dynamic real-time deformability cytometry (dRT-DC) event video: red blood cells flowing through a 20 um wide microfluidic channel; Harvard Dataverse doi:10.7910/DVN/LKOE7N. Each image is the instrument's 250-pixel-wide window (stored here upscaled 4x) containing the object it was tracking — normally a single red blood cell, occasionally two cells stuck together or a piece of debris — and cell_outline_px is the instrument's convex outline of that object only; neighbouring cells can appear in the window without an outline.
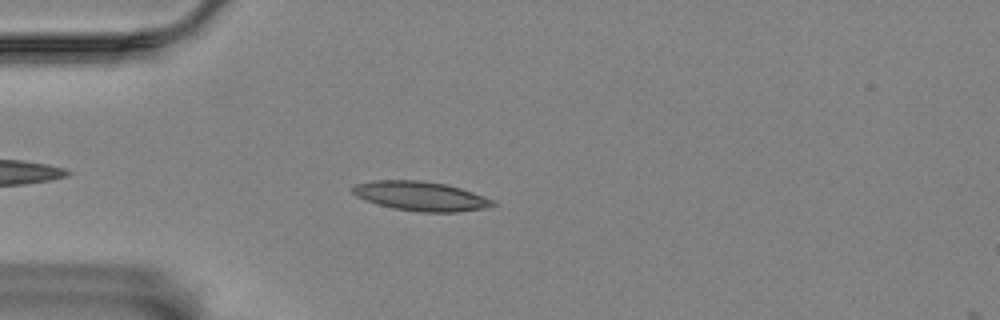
{"species": "Egyptian fruit bat (a non-hibernating species)", "species_latin": "Rousettus aegyptiacus", "temperature_condition": "room temperature", "stored_images_in_passage": 48, "camera_frame_rate_fps": 3000, "um_per_image_px": 0.085, "animal": {"sex": "female"}, "frame": {"image": 1, "passage_image": 6, "time_ms": 1.667, "image_size_px": [1000, 320], "cell_outline_px": [[496, 204], [488, 208], [456, 212], [420, 212], [392, 208], [376, 204], [356, 196], [352, 192], [352, 188], [356, 184], [376, 180], [420, 180], [444, 184], [460, 188], [484, 196], [492, 200]], "centroid_in_image_um": [35.75, 16.68], "position_along_channel_um": 49.2, "area_um2": 23.87}}
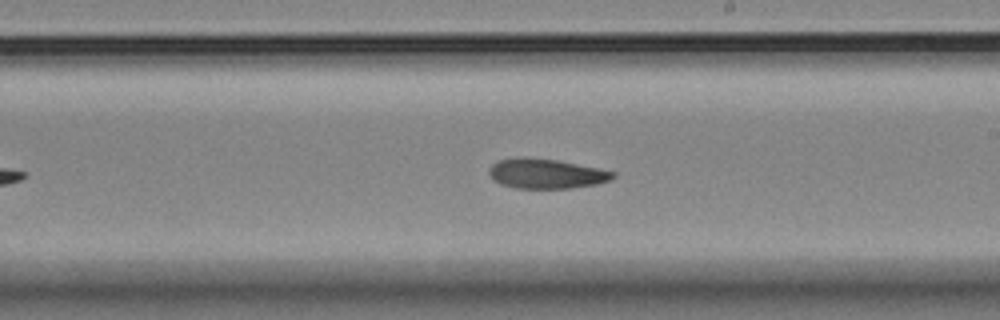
{"frame": {"image": 2, "passage_image": 24, "time_ms": 7.667, "image_size_px": [1000, 320], "cell_outline_px": [[616, 176], [612, 180], [596, 184], [572, 188], [516, 188], [500, 184], [492, 180], [488, 172], [488, 168], [492, 164], [500, 160], [556, 160], [600, 168], [616, 172]], "centroid_in_image_um": [46.49, 14.81], "position_along_channel_um": 242.5, "area_um2": 20.92}}
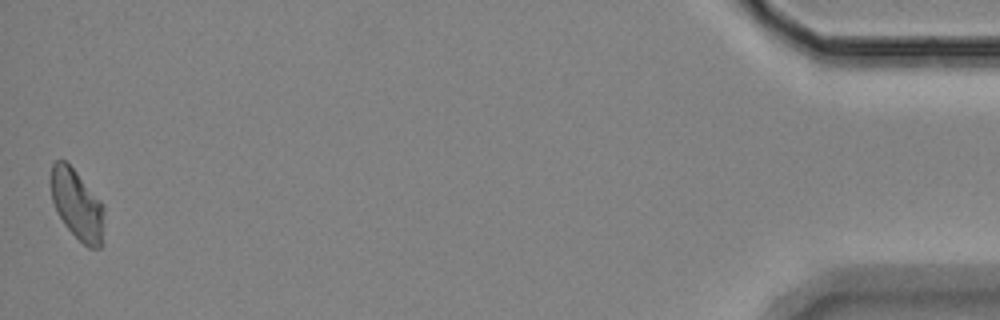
{"frame": {"image": 3, "passage_image": 48, "time_ms": 15.667, "image_size_px": [1000, 320], "cell_outline_px": [[104, 244], [100, 248], [88, 248], [64, 224], [52, 200], [52, 164], [56, 160], [64, 160], [76, 172], [100, 200], [104, 208]], "centroid_in_image_um": [6.61, 17.45], "position_along_channel_um": 428.6, "area_um2": 21.44}}